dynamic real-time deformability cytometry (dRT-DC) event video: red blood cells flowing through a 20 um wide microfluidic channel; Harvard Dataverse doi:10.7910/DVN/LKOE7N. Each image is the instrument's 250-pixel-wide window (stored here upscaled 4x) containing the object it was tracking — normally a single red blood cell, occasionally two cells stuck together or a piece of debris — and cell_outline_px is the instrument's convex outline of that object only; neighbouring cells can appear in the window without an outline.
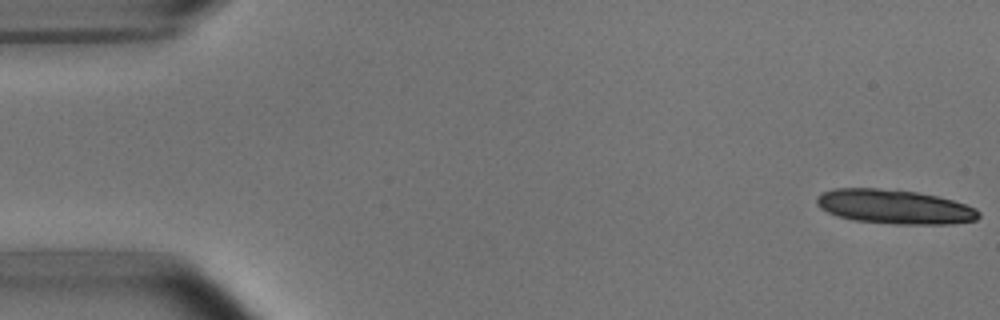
{"species": "common noctule bat (a hibernating species)", "species_latin": "Nyctalus noctula", "temperature_condition": "room temperature", "stored_images_in_passage": 5, "camera_frame_rate_fps": 3000, "um_per_image_px": 0.085, "animal": {"sex": "male", "body_mass_g": 15.6}, "frame": {"image": 1, "passage_image": 1, "time_ms": 0.0, "image_size_px": [1000, 320], "cell_outline_px": [[980, 216], [976, 220], [952, 224], [892, 224], [852, 220], [836, 216], [820, 208], [816, 204], [816, 196], [832, 188], [876, 188], [916, 192], [936, 196], [952, 200], [976, 208], [980, 212]], "centroid_in_image_um": [76.0, 17.58], "position_along_channel_um": 9.0, "area_um2": 32.48}}